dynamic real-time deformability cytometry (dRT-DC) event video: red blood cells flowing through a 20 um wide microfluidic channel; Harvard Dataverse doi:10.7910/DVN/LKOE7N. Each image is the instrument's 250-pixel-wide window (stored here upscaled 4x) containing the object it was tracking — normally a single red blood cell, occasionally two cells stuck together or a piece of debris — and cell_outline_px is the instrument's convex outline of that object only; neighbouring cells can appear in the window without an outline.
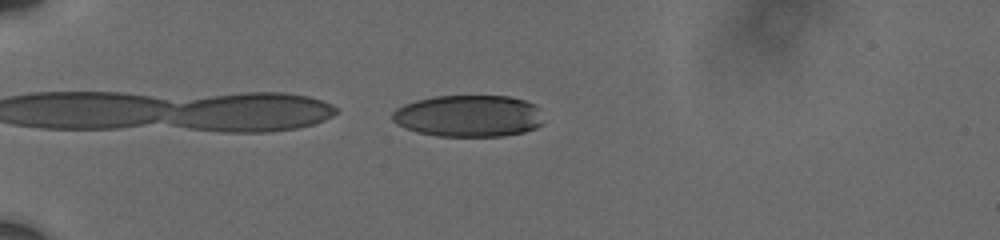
{"species": "human", "species_latin": "Homo sapiens", "temperature_condition": "cold", "stored_images_in_passage": 2, "camera_frame_rate_fps": 3000, "um_per_image_px": 0.085, "donor": {"sex": "male"}, "frame": {"image": 1, "passage_image": 1, "time_ms": 0.0, "image_size_px": [1000, 240], "cell_outline_px": [[544, 124], [536, 128], [524, 132], [504, 136], [436, 136], [416, 132], [404, 128], [396, 124], [392, 120], [392, 112], [396, 108], [404, 104], [416, 100], [436, 96], [508, 96], [524, 100], [536, 104], [540, 108], [544, 120]], "centroid_in_image_um": [39.86, 9.86], "position_along_channel_um": 45.1, "area_um2": 37.4}}